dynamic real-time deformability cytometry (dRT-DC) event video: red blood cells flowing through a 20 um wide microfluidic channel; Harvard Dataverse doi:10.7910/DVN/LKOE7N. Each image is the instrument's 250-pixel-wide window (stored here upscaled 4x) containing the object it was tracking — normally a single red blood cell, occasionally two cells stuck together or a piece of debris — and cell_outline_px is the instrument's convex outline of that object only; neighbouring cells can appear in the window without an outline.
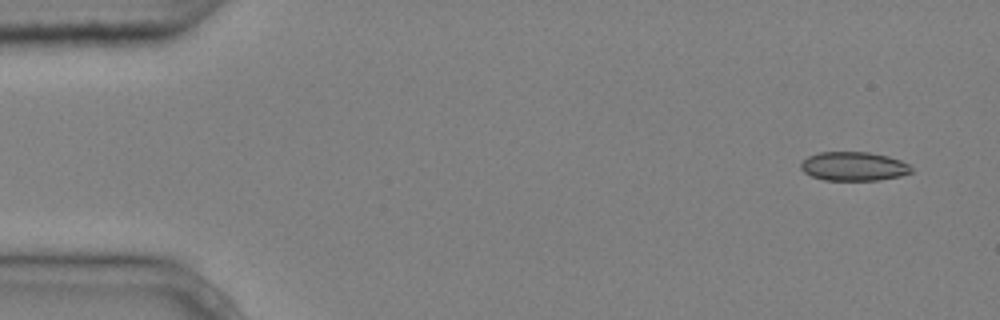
{"species": "common noctule bat (a hibernating species)", "species_latin": "Nyctalus noctula", "temperature_condition": "cold", "stored_images_in_passage": 7, "camera_frame_rate_fps": 3000, "um_per_image_px": 0.085, "animal": {"sex": "male", "body_mass_g": 20.4}, "frame": {"image": 1, "passage_image": 1, "time_ms": 0.0, "image_size_px": [1000, 320], "cell_outline_px": [[912, 172], [900, 176], [880, 180], [824, 180], [812, 176], [804, 172], [800, 168], [800, 164], [808, 156], [820, 152], [868, 152], [888, 156], [900, 160], [908, 164], [912, 168]], "centroid_in_image_um": [72.56, 14.14], "position_along_channel_um": 12.4, "area_um2": 18.61}}
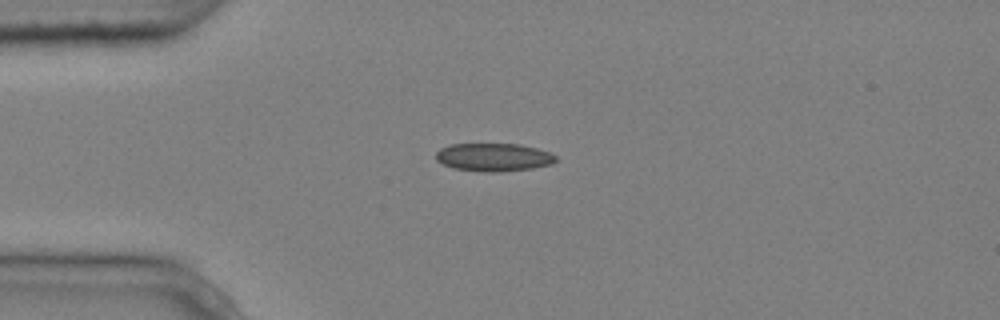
{"frame": {"image": 2, "passage_image": 4, "time_ms": 1.0, "image_size_px": [1000, 320], "cell_outline_px": [[556, 160], [552, 164], [532, 168], [500, 172], [480, 172], [452, 168], [436, 160], [436, 152], [440, 148], [452, 144], [516, 144], [536, 148], [548, 152], [556, 156]], "centroid_in_image_um": [41.93, 13.37], "position_along_channel_um": 43.1, "area_um2": 19.59}}
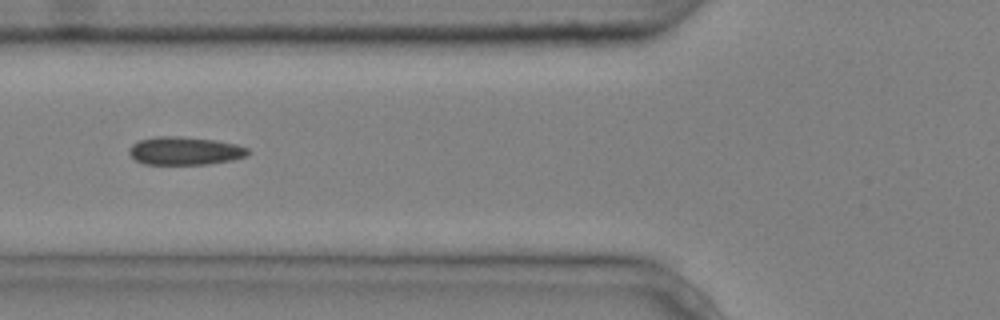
{"frame": {"image": 3, "passage_image": 6, "time_ms": 1.667, "image_size_px": [1000, 320], "cell_outline_px": [[252, 152], [248, 156], [232, 160], [208, 164], [144, 164], [136, 160], [128, 152], [128, 148], [132, 144], [140, 140], [156, 136], [184, 136], [216, 140], [236, 144], [248, 148]], "centroid_in_image_um": [15.75, 12.81], "position_along_channel_um": 110.1, "area_um2": 19.71}}